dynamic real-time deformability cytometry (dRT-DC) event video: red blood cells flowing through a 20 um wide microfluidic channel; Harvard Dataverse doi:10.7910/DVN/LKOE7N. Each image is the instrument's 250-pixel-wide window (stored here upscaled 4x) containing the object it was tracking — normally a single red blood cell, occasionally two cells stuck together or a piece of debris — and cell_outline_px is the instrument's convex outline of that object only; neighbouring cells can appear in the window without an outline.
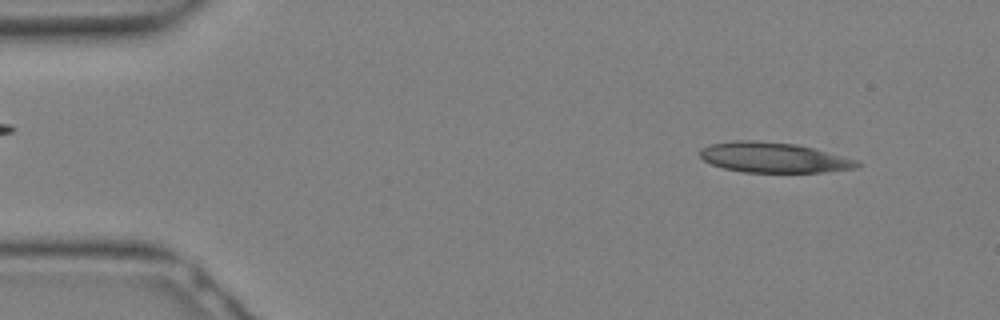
{"species": "Egyptian fruit bat (a non-hibernating species)", "species_latin": "Rousettus aegyptiacus", "temperature_condition": "warm", "stored_images_in_passage": 13, "camera_frame_rate_fps": 3000, "um_per_image_px": 0.085, "animal": {"sex": "female"}, "frame": {"image": 1, "passage_image": 2, "time_ms": 0.333, "image_size_px": [1000, 320], "cell_outline_px": [[864, 164], [856, 168], [824, 172], [744, 172], [724, 168], [712, 164], [704, 160], [700, 156], [700, 148], [712, 144], [732, 140], [756, 140], [796, 144], [812, 148], [856, 160]], "centroid_in_image_um": [65.74, 13.39], "position_along_channel_um": 19.3, "area_um2": 27.51}}
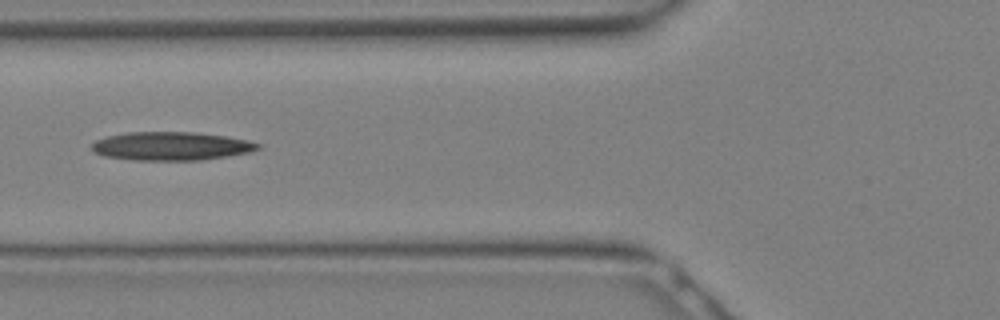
{"frame": {"image": 2, "passage_image": 10, "time_ms": 3.0, "image_size_px": [1000, 320], "cell_outline_px": [[264, 144], [260, 148], [252, 152], [228, 156], [200, 160], [132, 160], [104, 156], [92, 152], [88, 148], [96, 140], [108, 136], [128, 132], [196, 132], [228, 136], [248, 140]], "centroid_in_image_um": [14.57, 12.42], "position_along_channel_um": 111.2, "area_um2": 27.98}}
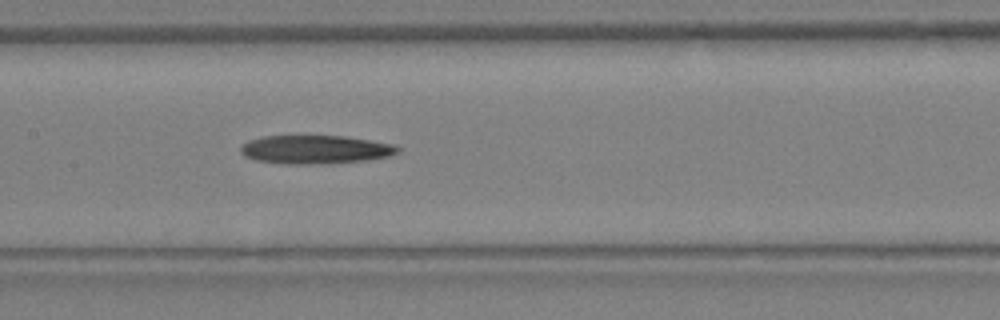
{"frame": {"image": 3, "passage_image": 13, "time_ms": 4.0, "image_size_px": [1000, 320], "cell_outline_px": [[400, 152], [388, 156], [364, 160], [308, 164], [280, 164], [256, 160], [244, 156], [240, 152], [240, 148], [248, 140], [264, 136], [344, 136], [392, 144], [400, 148]], "centroid_in_image_um": [26.75, 12.7], "position_along_channel_um": 180.7, "area_um2": 25.84}}